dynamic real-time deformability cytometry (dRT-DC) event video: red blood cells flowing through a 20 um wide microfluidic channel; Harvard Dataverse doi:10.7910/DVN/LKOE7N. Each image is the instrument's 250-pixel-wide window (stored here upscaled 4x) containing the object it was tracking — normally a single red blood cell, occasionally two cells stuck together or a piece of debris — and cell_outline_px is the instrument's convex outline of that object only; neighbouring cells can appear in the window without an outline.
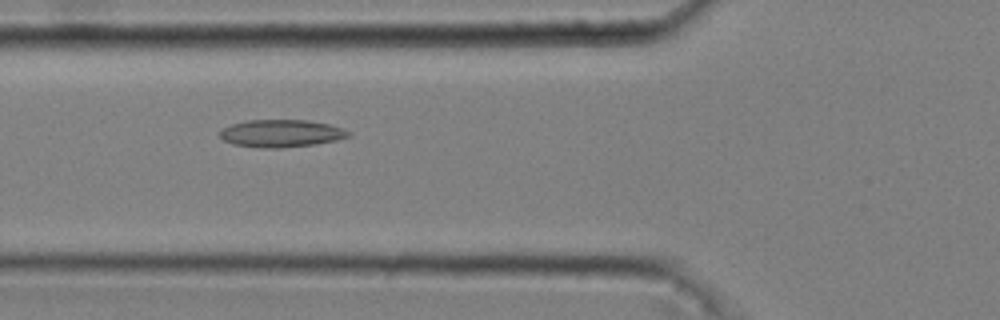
{"species": "common noctule bat (a hibernating species)", "species_latin": "Nyctalus noctula", "temperature_condition": "cold", "stored_images_in_passage": 48, "camera_frame_rate_fps": 3000, "um_per_image_px": 0.085, "animal": {"sex": "male", "body_mass_g": 20.4}, "frame": {"image": 1, "passage_image": 20, "time_ms": 6.333, "image_size_px": [1000, 320], "cell_outline_px": [[352, 136], [336, 140], [316, 144], [280, 148], [260, 148], [232, 144], [224, 140], [220, 136], [220, 132], [224, 128], [232, 124], [248, 120], [308, 120], [328, 124], [352, 132]], "centroid_in_image_um": [23.92, 11.34], "position_along_channel_um": 101.9, "area_um2": 20.58}}
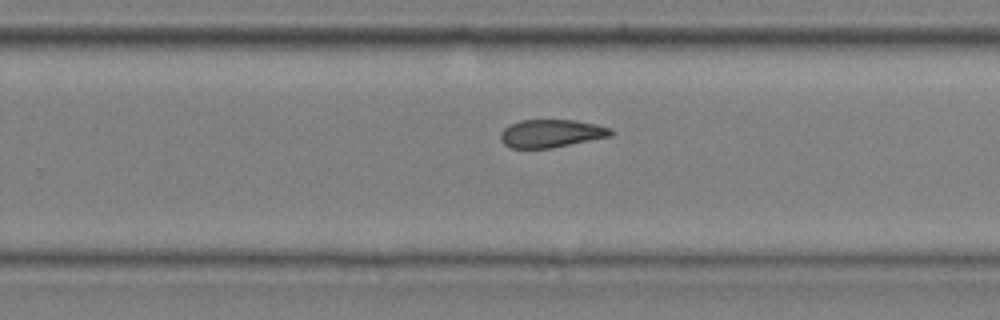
{"frame": {"image": 2, "passage_image": 35, "time_ms": 11.333, "image_size_px": [1000, 320], "cell_outline_px": [[616, 132], [612, 136], [552, 148], [512, 148], [504, 144], [500, 140], [500, 132], [508, 124], [520, 120], [576, 120], [596, 124], [612, 128]], "centroid_in_image_um": [46.87, 11.34], "position_along_channel_um": 282.9, "area_um2": 18.26}}
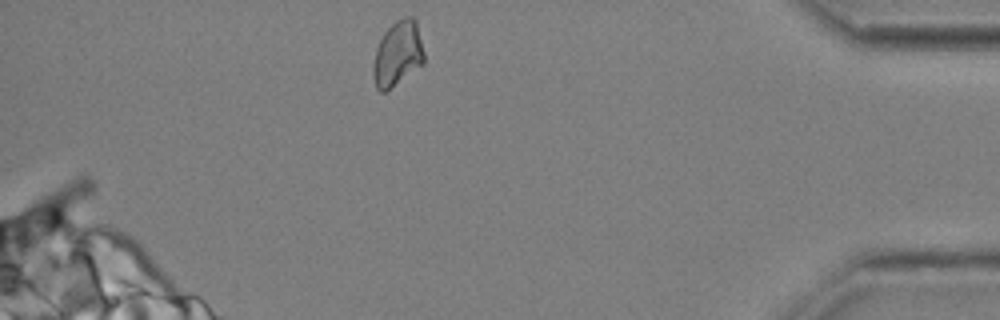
{"frame": {"image": 3, "passage_image": 48, "time_ms": 15.667, "image_size_px": [1000, 320], "cell_outline_px": [[424, 64], [384, 92], [380, 92], [376, 88], [372, 76], [372, 68], [376, 48], [384, 32], [396, 20], [408, 16], [412, 16], [416, 20], [424, 52]], "centroid_in_image_um": [33.79, 4.57], "position_along_channel_um": 401.4, "area_um2": 19.31}, "authors_computed_cell_mechanics": {"area_um2": 19.363, "velocity_mm_per_s": 3.6223, "shape_relaxation_time_tau1_ms": null, "shape_relaxation_time_tau2_ms": 4.1109, "deformation_change_tau1": null, "deformation_change_tau2": 0.0987}}